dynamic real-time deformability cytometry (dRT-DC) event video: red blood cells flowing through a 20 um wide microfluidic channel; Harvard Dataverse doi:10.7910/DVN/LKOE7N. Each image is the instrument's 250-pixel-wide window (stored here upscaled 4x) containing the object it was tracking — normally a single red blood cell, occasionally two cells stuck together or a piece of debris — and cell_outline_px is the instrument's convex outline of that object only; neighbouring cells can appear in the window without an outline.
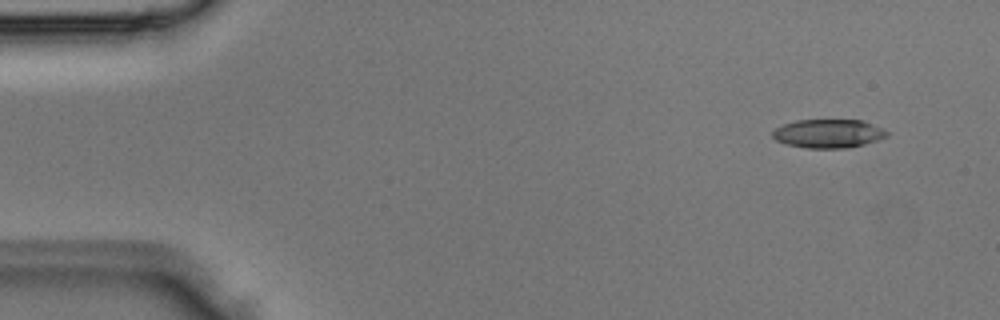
{"species": "Egyptian fruit bat (a non-hibernating species)", "species_latin": "Rousettus aegyptiacus", "temperature_condition": "room temperature", "stored_images_in_passage": 4, "camera_frame_rate_fps": 3000, "um_per_image_px": 0.085, "animal": {"sex": "male"}, "frame": {"image": 1, "passage_image": 1, "time_ms": 0.0, "image_size_px": [1000, 320], "cell_outline_px": [[888, 136], [864, 144], [844, 148], [808, 148], [788, 144], [776, 140], [772, 136], [772, 132], [776, 128], [784, 124], [796, 120], [860, 120], [880, 128], [888, 132]], "centroid_in_image_um": [70.38, 11.35], "position_along_channel_um": 14.6, "area_um2": 18.73}}